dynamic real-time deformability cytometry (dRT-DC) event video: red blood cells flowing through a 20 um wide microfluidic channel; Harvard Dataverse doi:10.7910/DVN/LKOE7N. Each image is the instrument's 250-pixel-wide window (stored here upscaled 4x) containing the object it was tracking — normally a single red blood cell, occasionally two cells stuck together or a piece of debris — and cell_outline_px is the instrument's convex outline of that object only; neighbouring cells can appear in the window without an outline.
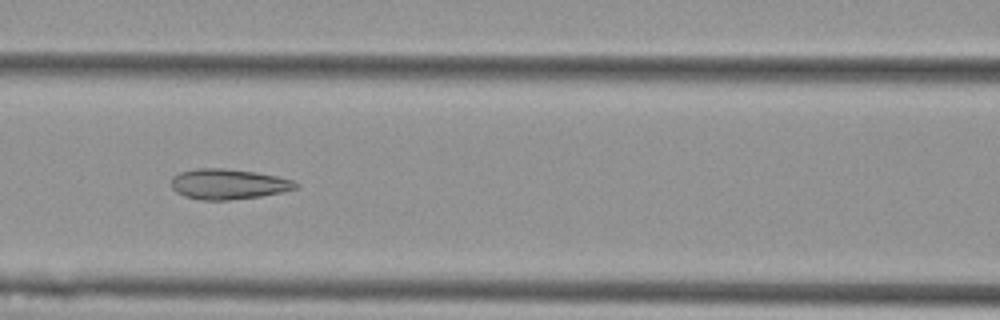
{"species": "Egyptian fruit bat (a non-hibernating species)", "species_latin": "Rousettus aegyptiacus", "temperature_condition": "cold", "stored_images_in_passage": 9, "camera_frame_rate_fps": 3000, "um_per_image_px": 0.085, "animal": {"sex": "female"}, "frame": {"image": 1, "passage_image": 6, "time_ms": 1.667, "image_size_px": [1000, 320], "cell_outline_px": [[296, 188], [284, 192], [260, 196], [228, 200], [200, 200], [184, 196], [176, 192], [172, 188], [172, 176], [180, 172], [196, 168], [224, 168], [256, 172], [276, 176], [292, 180], [296, 184]], "centroid_in_image_um": [19.37, 15.65], "position_along_channel_um": 147.2, "area_um2": 21.96}}
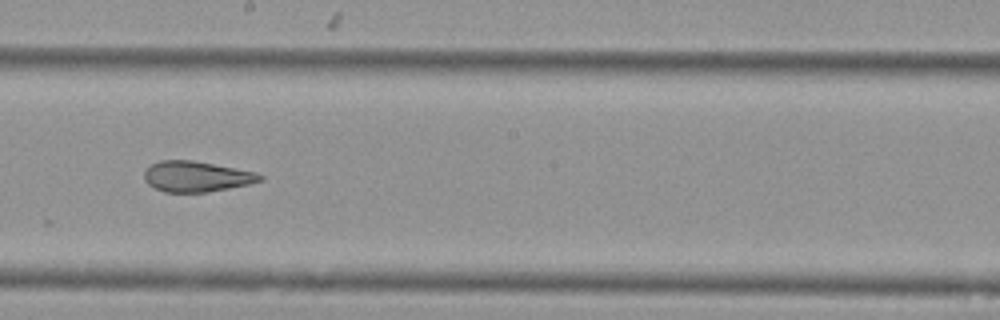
{"frame": {"image": 2, "passage_image": 8, "time_ms": 2.333, "image_size_px": [1000, 320], "cell_outline_px": [[264, 180], [248, 184], [228, 188], [204, 192], [164, 192], [148, 184], [144, 180], [144, 168], [160, 160], [192, 160], [256, 172], [264, 176]], "centroid_in_image_um": [16.67, 15.0], "position_along_channel_um": 231.5, "area_um2": 20.58}}
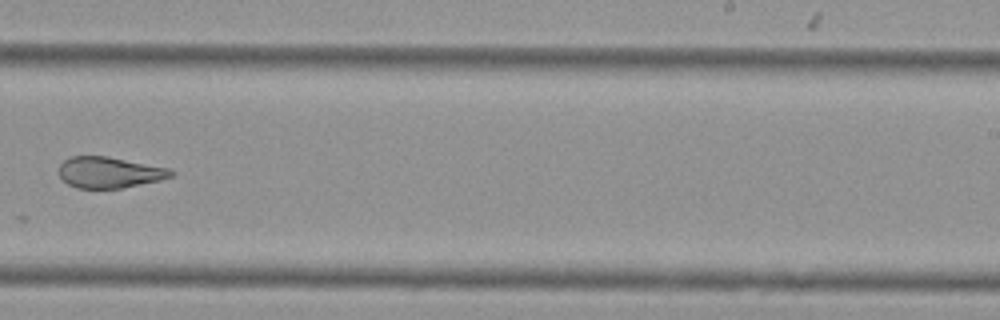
{"frame": {"image": 3, "passage_image": 9, "time_ms": 2.667, "image_size_px": [1000, 320], "cell_outline_px": [[176, 172], [172, 176], [160, 180], [120, 188], [76, 188], [68, 184], [60, 176], [60, 164], [68, 156], [108, 156], [168, 168]], "centroid_in_image_um": [9.29, 14.65], "position_along_channel_um": 279.7, "area_um2": 20.17}}